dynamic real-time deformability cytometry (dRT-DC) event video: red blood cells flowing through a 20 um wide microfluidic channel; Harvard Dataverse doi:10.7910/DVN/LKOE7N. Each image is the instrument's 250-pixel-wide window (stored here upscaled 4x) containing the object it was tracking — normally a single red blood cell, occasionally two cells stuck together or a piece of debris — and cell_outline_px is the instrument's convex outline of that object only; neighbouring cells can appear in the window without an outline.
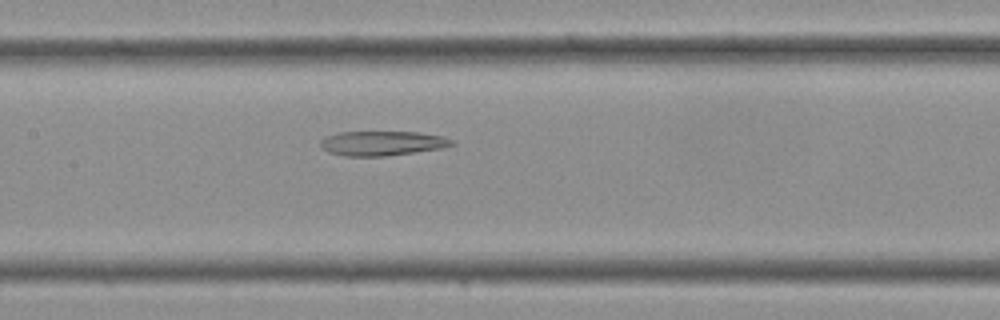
{"species": "Egyptian fruit bat (a non-hibernating species)", "species_latin": "Rousettus aegyptiacus", "temperature_condition": "cold", "stored_images_in_passage": 36, "camera_frame_rate_fps": 3000, "um_per_image_px": 0.085, "frame": {"image": 1, "passage_image": 17, "time_ms": 5.333, "image_size_px": [1000, 320], "cell_outline_px": [[456, 144], [444, 148], [384, 156], [344, 156], [328, 152], [320, 148], [320, 140], [328, 136], [340, 132], [416, 132], [444, 136], [452, 140]], "centroid_in_image_um": [32.49, 12.18], "position_along_channel_um": 174.9, "area_um2": 18.84}}
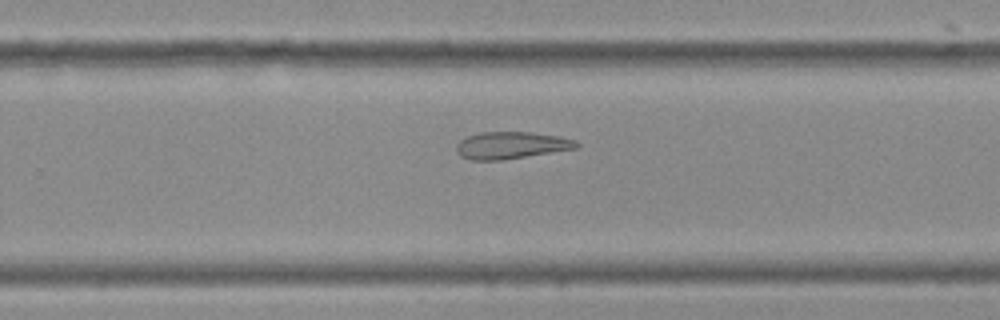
{"frame": {"image": 2, "passage_image": 23, "time_ms": 7.333, "image_size_px": [1000, 320], "cell_outline_px": [[580, 148], [500, 160], [472, 160], [460, 156], [456, 152], [456, 144], [460, 140], [468, 136], [480, 132], [532, 132], [560, 136], [576, 140], [580, 144]], "centroid_in_image_um": [43.48, 12.34], "position_along_channel_um": 286.3, "area_um2": 19.07}}
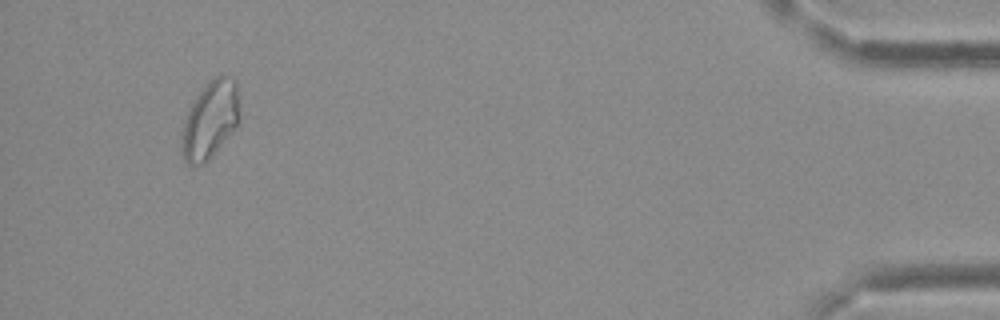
{"frame": {"image": 3, "passage_image": 34, "time_ms": 11.0, "image_size_px": [1000, 320], "cell_outline_px": [[236, 124], [208, 160], [200, 164], [188, 164], [184, 160], [180, 136], [184, 120], [196, 96], [212, 76], [220, 72], [236, 80]], "centroid_in_image_um": [17.79, 10.13], "position_along_channel_um": 417.4, "area_um2": 25.2}}